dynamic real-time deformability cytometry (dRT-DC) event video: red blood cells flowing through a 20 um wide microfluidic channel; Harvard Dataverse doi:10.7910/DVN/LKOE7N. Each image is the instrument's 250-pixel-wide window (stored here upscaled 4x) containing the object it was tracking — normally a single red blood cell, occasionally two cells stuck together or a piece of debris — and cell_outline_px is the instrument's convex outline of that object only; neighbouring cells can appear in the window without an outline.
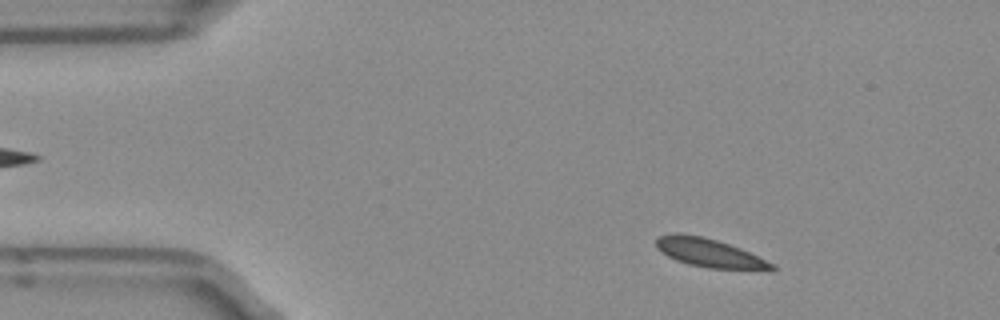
{"species": "Egyptian fruit bat (a non-hibernating species)", "species_latin": "Rousettus aegyptiacus", "temperature_condition": "room temperature", "stored_images_in_passage": 45, "camera_frame_rate_fps": 3000, "um_per_image_px": 0.085, "frame": {"image": 1, "passage_image": 1, "time_ms": 0.0, "image_size_px": [1000, 320], "cell_outline_px": [[776, 272], [708, 268], [688, 264], [676, 260], [660, 252], [656, 248], [656, 240], [660, 236], [676, 232], [704, 236], [740, 248], [776, 264]], "centroid_in_image_um": [60.39, 21.53], "position_along_channel_um": 24.6, "area_um2": 19.83}}
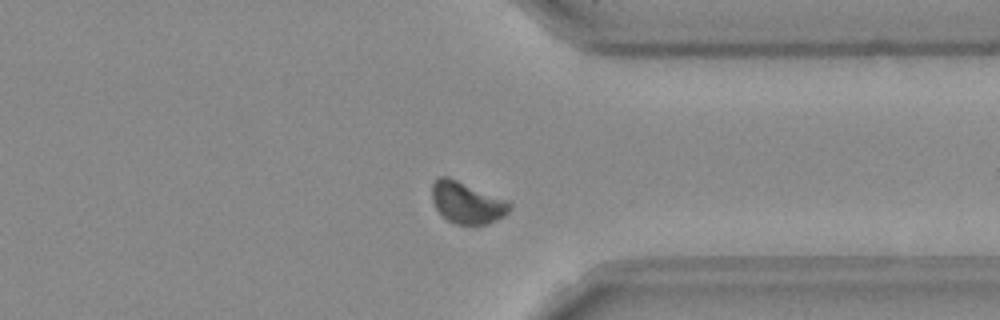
{"frame": {"image": 2, "passage_image": 33, "time_ms": 10.667, "image_size_px": [1000, 320], "cell_outline_px": [[512, 208], [504, 216], [488, 224], [456, 224], [448, 220], [436, 208], [432, 200], [432, 184], [440, 176], [448, 176], [508, 200], [512, 204]], "centroid_in_image_um": [39.72, 17.21], "position_along_channel_um": 371.7, "area_um2": 18.84}}
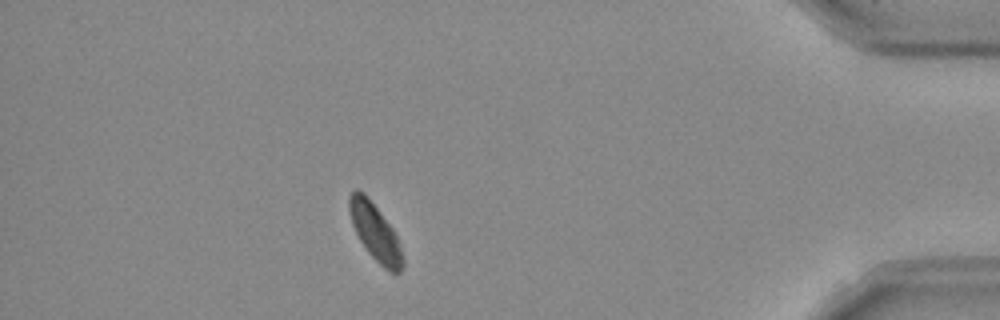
{"frame": {"image": 3, "passage_image": 39, "time_ms": 12.667, "image_size_px": [1000, 320], "cell_outline_px": [[404, 264], [400, 272], [392, 272], [384, 268], [368, 252], [360, 240], [352, 224], [348, 208], [348, 196], [356, 188], [364, 192], [392, 228], [400, 244], [404, 256]], "centroid_in_image_um": [31.89, 19.72], "position_along_channel_um": 403.3, "area_um2": 17.57}, "authors_computed_cell_mechanics": {"area_um2": 19.363, "velocity_mm_per_s": 3.8912, "shape_relaxation_time_tau1_ms": 7.7481, "shape_relaxation_time_tau2_ms": null, "deformation_change_tau1": 0.092, "deformation_change_tau2": null}}